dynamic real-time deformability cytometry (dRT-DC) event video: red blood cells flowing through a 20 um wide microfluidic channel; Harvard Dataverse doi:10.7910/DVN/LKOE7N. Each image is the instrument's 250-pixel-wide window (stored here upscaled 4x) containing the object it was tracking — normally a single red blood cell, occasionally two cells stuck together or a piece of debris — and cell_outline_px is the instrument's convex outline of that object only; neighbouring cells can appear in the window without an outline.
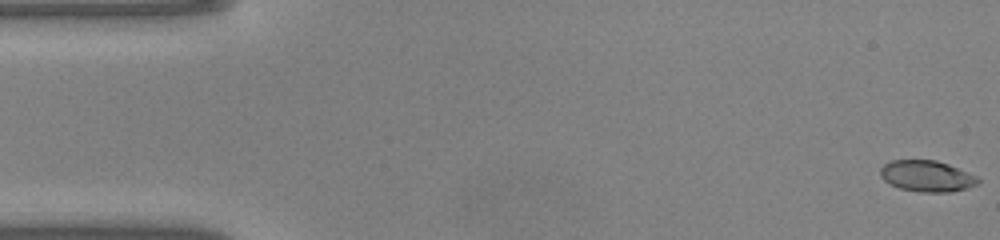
{"species": "common noctule bat (a hibernating species)", "species_latin": "Nyctalus noctula", "temperature_condition": "warm", "stored_images_in_passage": 49, "camera_frame_rate_fps": 3000, "um_per_image_px": 0.085, "animal": {"sex": "male", "body_mass_g": 20.0, "forearm_length_mm": 53.3}, "frame": {"image": 1, "passage_image": 1, "time_ms": 0.0, "image_size_px": [1000, 240], "cell_outline_px": [[980, 180], [976, 184], [968, 188], [952, 192], [920, 192], [900, 188], [884, 180], [880, 176], [880, 168], [884, 164], [892, 160], [936, 160], [948, 164], [976, 176]], "centroid_in_image_um": [78.77, 14.97], "position_along_channel_um": 6.2, "area_um2": 17.63}}
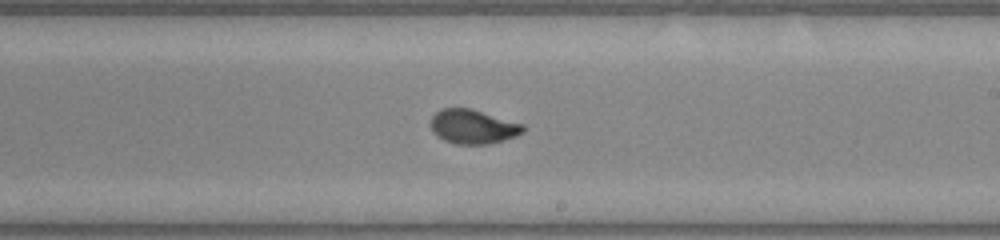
{"frame": {"image": 2, "passage_image": 28, "time_ms": 9.0, "image_size_px": [1000, 240], "cell_outline_px": [[524, 132], [516, 136], [488, 144], [456, 144], [444, 140], [436, 136], [432, 132], [432, 116], [440, 108], [472, 108], [524, 124]], "centroid_in_image_um": [40.21, 10.76], "position_along_channel_um": 248.8, "area_um2": 18.5}}
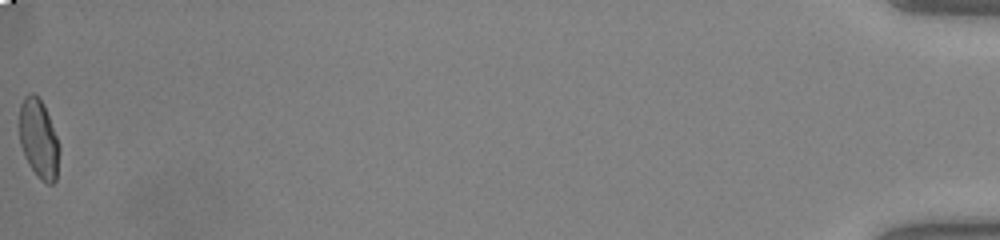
{"frame": {"image": 3, "passage_image": 49, "time_ms": 16.0, "image_size_px": [1000, 240], "cell_outline_px": [[60, 148], [56, 180], [52, 184], [48, 184], [40, 180], [36, 176], [28, 164], [24, 156], [20, 144], [20, 104], [24, 96], [28, 92], [32, 92], [44, 104], [60, 144]], "centroid_in_image_um": [3.3, 11.82], "position_along_channel_um": 431.9, "area_um2": 18.67}, "authors_computed_cell_mechanics": {"area_um2": 18.496, "velocity_mm_per_s": 4.1573, "shape_relaxation_time_tau1_ms": 6.7822, "shape_relaxation_time_tau2_ms": null, "deformation_change_tau1": 0.2298, "deformation_change_tau2": null}}